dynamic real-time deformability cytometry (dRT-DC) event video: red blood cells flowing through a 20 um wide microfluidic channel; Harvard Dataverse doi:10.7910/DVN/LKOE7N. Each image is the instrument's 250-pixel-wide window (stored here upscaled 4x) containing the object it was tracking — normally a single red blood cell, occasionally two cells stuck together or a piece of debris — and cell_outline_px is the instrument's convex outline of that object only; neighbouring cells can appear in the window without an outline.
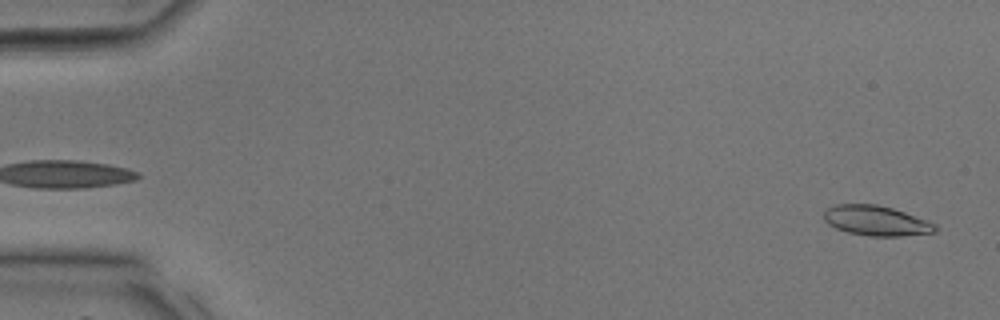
{"species": "common noctule bat (a hibernating species)", "species_latin": "Nyctalus noctula", "temperature_condition": "room temperature", "stored_images_in_passage": 9, "camera_frame_rate_fps": 3000, "um_per_image_px": 0.085, "animal": {"sex": "male", "body_mass_g": 17.9, "forearm_length_mm": 54.2}, "frame": {"image": 1, "passage_image": 1, "time_ms": 0.0, "image_size_px": [1000, 320], "cell_outline_px": [[936, 232], [900, 236], [868, 236], [848, 232], [836, 228], [828, 224], [824, 220], [824, 212], [828, 208], [836, 204], [876, 204], [892, 208], [904, 212], [936, 224]], "centroid_in_image_um": [74.45, 18.76], "position_along_channel_um": 10.5, "area_um2": 19.31}}